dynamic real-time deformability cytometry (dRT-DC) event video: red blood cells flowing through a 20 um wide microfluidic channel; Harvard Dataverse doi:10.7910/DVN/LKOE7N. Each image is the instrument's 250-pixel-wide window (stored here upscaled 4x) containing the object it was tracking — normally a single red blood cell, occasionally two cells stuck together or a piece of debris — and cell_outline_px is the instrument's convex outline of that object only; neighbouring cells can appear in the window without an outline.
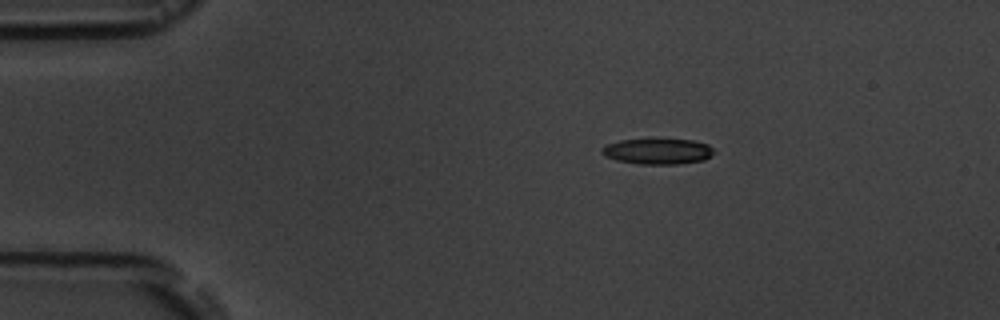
{"species": "common noctule bat (a hibernating species)", "species_latin": "Nyctalus noctula", "temperature_condition": "room temperature", "stored_images_in_passage": 3, "camera_frame_rate_fps": 3000, "um_per_image_px": 0.085, "animal": {"sex": "male", "body_mass_g": 19.5, "forearm_length_mm": 54.6}, "frame": {"image": 1, "passage_image": 1, "time_ms": 0.0, "image_size_px": [1000, 320], "cell_outline_px": [[716, 152], [704, 160], [676, 164], [640, 164], [616, 160], [604, 156], [600, 152], [600, 148], [608, 144], [620, 140], [692, 140], [708, 144]], "centroid_in_image_um": [55.89, 12.87], "position_along_channel_um": 29.1, "area_um2": 16.65}}